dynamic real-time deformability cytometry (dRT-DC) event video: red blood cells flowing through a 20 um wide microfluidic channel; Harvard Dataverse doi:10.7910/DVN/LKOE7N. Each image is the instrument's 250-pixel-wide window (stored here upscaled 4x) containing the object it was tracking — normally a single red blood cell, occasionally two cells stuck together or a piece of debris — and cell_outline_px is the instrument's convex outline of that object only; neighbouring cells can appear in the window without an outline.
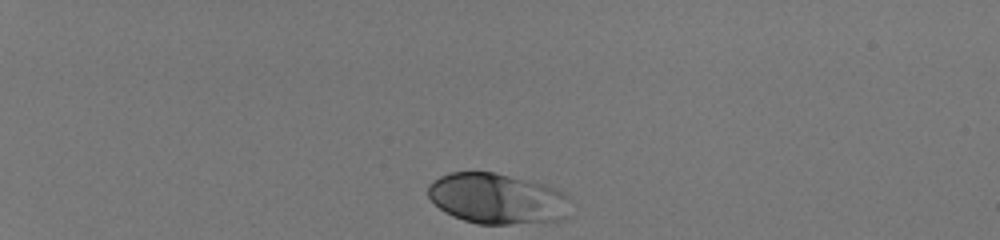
{"species": "human", "species_latin": "Homo sapiens", "temperature_condition": "room temperature", "stored_images_in_passage": 37, "camera_frame_rate_fps": 3000, "um_per_image_px": 0.085, "donor": {"sex": "male"}, "frame": {"image": 1, "passage_image": 1, "time_ms": 0.0, "image_size_px": [1000, 240], "cell_outline_px": [[568, 216], [560, 220], [508, 224], [476, 224], [452, 216], [444, 212], [428, 196], [428, 184], [440, 176], [452, 172], [496, 172], [544, 184], [564, 192], [568, 196]], "centroid_in_image_um": [42.25, 16.88], "position_along_channel_um": 42.7, "area_um2": 42.02}}
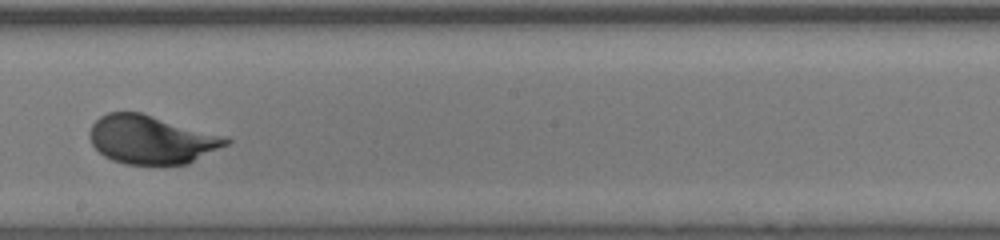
{"frame": {"image": 2, "passage_image": 22, "time_ms": 7.0, "image_size_px": [1000, 240], "cell_outline_px": [[232, 140], [228, 144], [188, 164], [124, 164], [112, 160], [104, 156], [92, 144], [88, 136], [88, 132], [92, 124], [100, 116], [108, 112], [140, 112], [228, 136]], "centroid_in_image_um": [12.87, 11.86], "position_along_channel_um": 235.3, "area_um2": 38.73}}
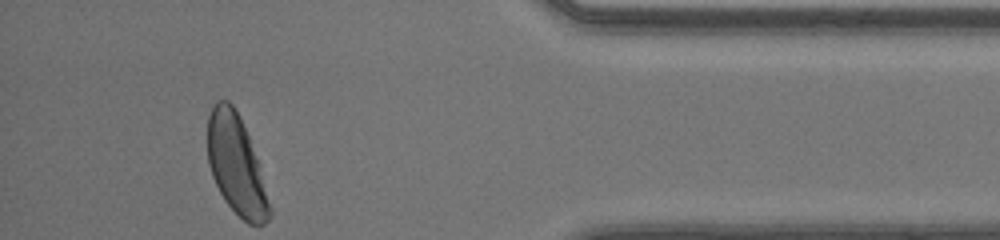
{"frame": {"image": 3, "passage_image": 37, "time_ms": 12.0, "image_size_px": [1000, 240], "cell_outline_px": [[272, 212], [268, 220], [264, 224], [248, 224], [224, 200], [212, 176], [208, 164], [208, 116], [212, 104], [216, 100], [228, 100], [232, 104], [248, 136], [260, 164], [272, 208]], "centroid_in_image_um": [20.09, 14.04], "position_along_channel_um": 415.1, "area_um2": 35.78}, "authors_computed_cell_mechanics": {"area_um2": 38.9572, "velocity_mm_per_s": 4.0866, "shape_relaxation_time_tau1_ms": 2.633, "shape_relaxation_time_tau2_ms": null, "deformation_change_tau1": 0.1495, "deformation_change_tau2": null}}